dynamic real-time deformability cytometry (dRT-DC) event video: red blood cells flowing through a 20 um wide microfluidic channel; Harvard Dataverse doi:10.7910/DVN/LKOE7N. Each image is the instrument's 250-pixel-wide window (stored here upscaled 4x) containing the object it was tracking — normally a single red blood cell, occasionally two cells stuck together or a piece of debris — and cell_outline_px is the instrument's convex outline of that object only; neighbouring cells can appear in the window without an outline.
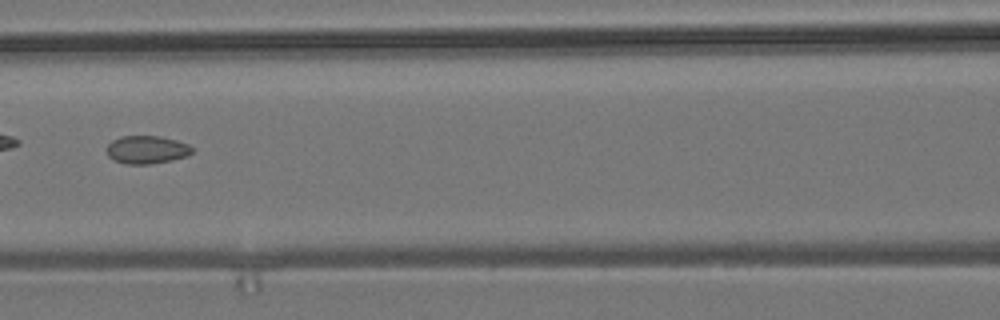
{"species": "common noctule bat (a hibernating species)", "species_latin": "Nyctalus noctula", "temperature_condition": "room temperature", "stored_images_in_passage": 3, "camera_frame_rate_fps": 3000, "um_per_image_px": 0.085, "animal": {"sex": "male", "body_mass_g": 19.2, "forearm_length_mm": 51.8}, "frame": {"image": 1, "passage_image": 3, "time_ms": 2.333, "image_size_px": [1000, 320], "cell_outline_px": [[196, 148], [188, 156], [172, 160], [148, 164], [128, 164], [112, 160], [108, 156], [108, 144], [112, 140], [120, 136], [160, 136], [176, 140], [188, 144]], "centroid_in_image_um": [12.5, 12.72], "position_along_channel_um": 154.1, "area_um2": 14.05}}